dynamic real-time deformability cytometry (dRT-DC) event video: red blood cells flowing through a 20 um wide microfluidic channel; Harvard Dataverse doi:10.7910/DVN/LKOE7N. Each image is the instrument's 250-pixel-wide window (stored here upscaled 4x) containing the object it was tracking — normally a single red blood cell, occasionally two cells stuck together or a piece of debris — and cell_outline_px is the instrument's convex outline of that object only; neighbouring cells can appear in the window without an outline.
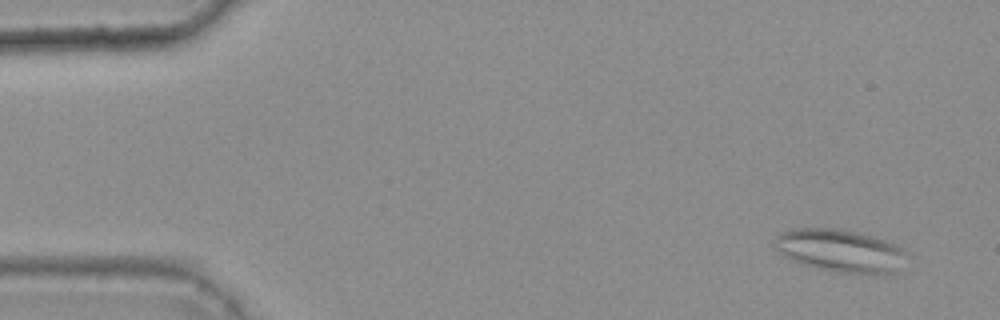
{"species": "common noctule bat (a hibernating species)", "species_latin": "Nyctalus noctula", "temperature_condition": "warm", "stored_images_in_passage": 46, "camera_frame_rate_fps": 3000, "um_per_image_px": 0.085, "animal": {"sex": "female", "body_mass_g": 25.1}, "frame": {"image": 1, "passage_image": 4, "time_ms": 1.0, "image_size_px": [1000, 320], "cell_outline_px": [[908, 252], [900, 272], [884, 276], [880, 276], [836, 272], [816, 268], [800, 264], [784, 256], [772, 244], [776, 236], [780, 232], [792, 228], [836, 228], [860, 232], [896, 244]], "centroid_in_image_um": [71.48, 21.34], "position_along_channel_um": 13.5, "area_um2": 33.99}}
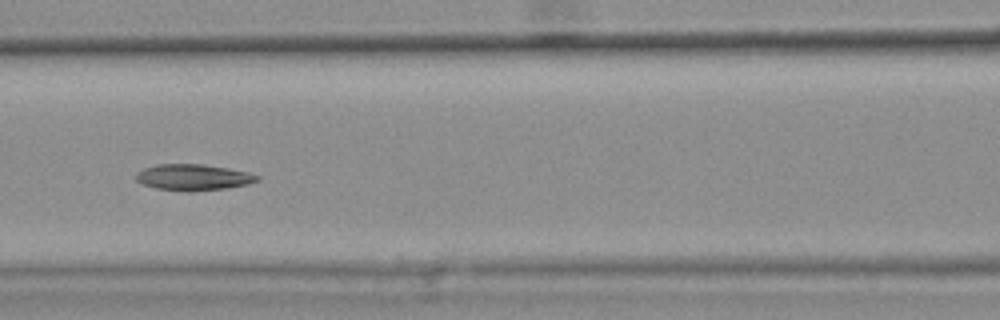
{"frame": {"image": 2, "passage_image": 24, "time_ms": 7.667, "image_size_px": [1000, 320], "cell_outline_px": [[260, 180], [248, 184], [224, 188], [192, 192], [184, 192], [156, 188], [144, 184], [136, 180], [136, 172], [144, 168], [156, 164], [204, 164], [228, 168], [248, 172], [260, 176]], "centroid_in_image_um": [16.43, 15.07], "position_along_channel_um": 150.2, "area_um2": 18.61}}
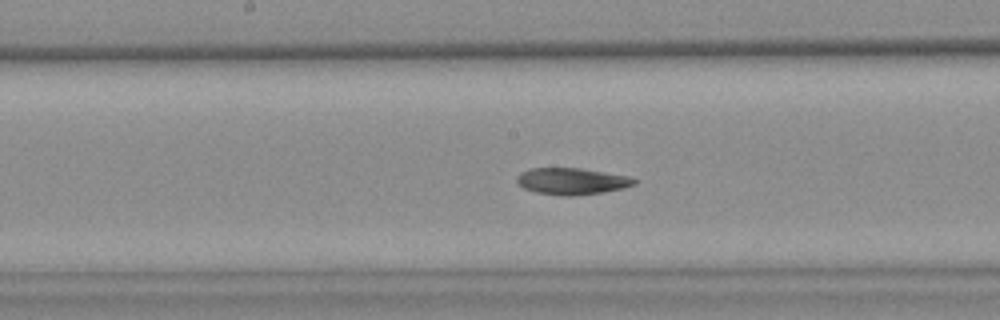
{"frame": {"image": 3, "passage_image": 28, "time_ms": 9.0, "image_size_px": [1000, 320], "cell_outline_px": [[636, 184], [624, 188], [604, 192], [572, 196], [560, 196], [536, 192], [524, 188], [516, 184], [516, 176], [520, 172], [528, 168], [580, 168], [628, 176], [636, 180]], "centroid_in_image_um": [48.56, 15.41], "position_along_channel_um": 199.6, "area_um2": 18.38}, "authors_computed_cell_mechanics": {"area_um2": 19.1318, "velocity_mm_per_s": 3.7171, "shape_relaxation_time_tau1_ms": 6.0682, "shape_relaxation_time_tau2_ms": null, "deformation_change_tau1": 0.1194, "deformation_change_tau2": null}}